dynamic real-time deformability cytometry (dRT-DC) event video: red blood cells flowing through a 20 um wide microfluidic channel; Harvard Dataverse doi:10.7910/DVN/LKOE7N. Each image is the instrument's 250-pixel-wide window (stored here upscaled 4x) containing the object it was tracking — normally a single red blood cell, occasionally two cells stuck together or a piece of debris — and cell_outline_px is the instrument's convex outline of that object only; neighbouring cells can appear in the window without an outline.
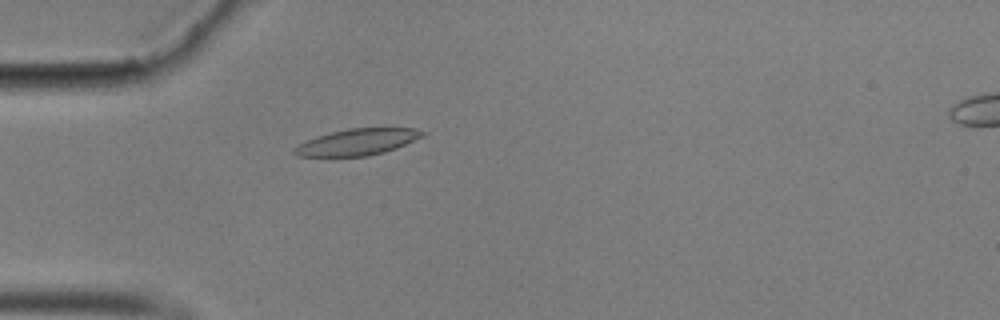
{"species": "common noctule bat (a hibernating species)", "species_latin": "Nyctalus noctula", "temperature_condition": "cold", "stored_images_in_passage": 57, "camera_frame_rate_fps": 3000, "um_per_image_px": 0.085, "animal": {"sex": "male", "body_mass_g": 17.9}, "frame": {"image": 1, "passage_image": 17, "time_ms": 5.333, "image_size_px": [1000, 320], "cell_outline_px": [[428, 132], [424, 136], [396, 148], [384, 152], [368, 156], [296, 156], [292, 152], [292, 148], [296, 144], [316, 136], [348, 128], [416, 128]], "centroid_in_image_um": [30.36, 12.07], "position_along_channel_um": 54.6, "area_um2": 19.88}}
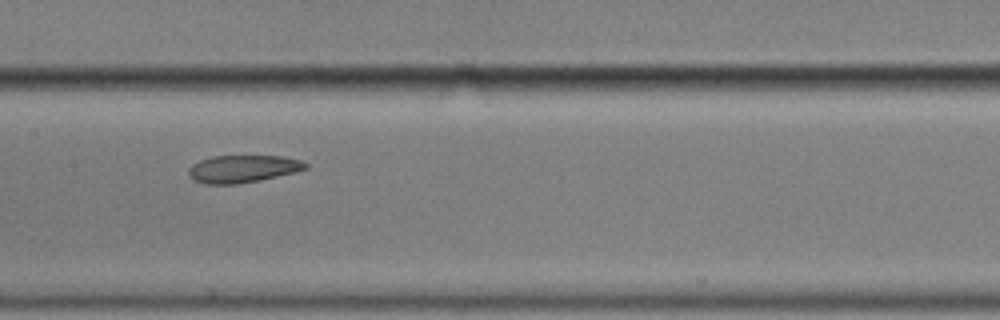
{"frame": {"image": 2, "passage_image": 29, "time_ms": 9.333, "image_size_px": [1000, 320], "cell_outline_px": [[308, 168], [296, 172], [260, 180], [236, 184], [204, 184], [192, 180], [188, 176], [188, 168], [192, 164], [200, 160], [212, 156], [280, 156], [300, 160], [308, 164]], "centroid_in_image_um": [20.6, 14.36], "position_along_channel_um": 186.8, "area_um2": 18.84}}
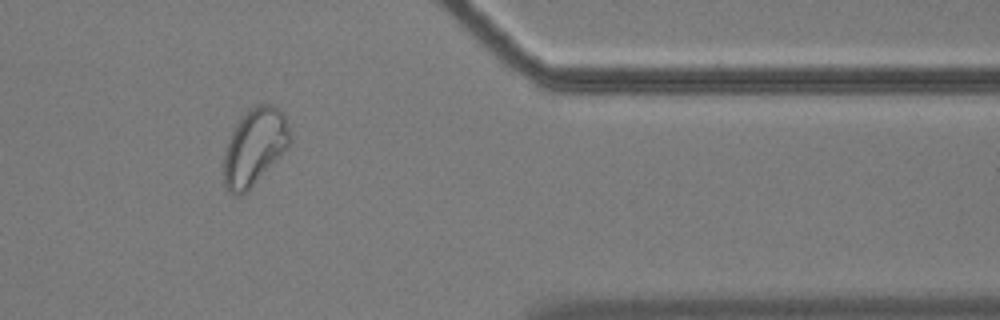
{"frame": {"image": 3, "passage_image": 48, "time_ms": 15.667, "image_size_px": [1000, 320], "cell_outline_px": [[292, 140], [288, 148], [252, 188], [248, 192], [240, 196], [236, 196], [228, 192], [224, 184], [224, 152], [232, 132], [236, 124], [248, 108], [256, 104], [272, 104], [284, 116], [288, 124], [292, 136]], "centroid_in_image_um": [21.65, 12.52], "position_along_channel_um": 389.8, "area_um2": 30.0}, "authors_computed_cell_mechanics": {"area_um2": 20.3456, "velocity_mm_per_s": 3.5068, "shape_relaxation_time_tau1_ms": null, "shape_relaxation_time_tau2_ms": 2.5503, "deformation_change_tau1": null, "deformation_change_tau2": 0.0835}}